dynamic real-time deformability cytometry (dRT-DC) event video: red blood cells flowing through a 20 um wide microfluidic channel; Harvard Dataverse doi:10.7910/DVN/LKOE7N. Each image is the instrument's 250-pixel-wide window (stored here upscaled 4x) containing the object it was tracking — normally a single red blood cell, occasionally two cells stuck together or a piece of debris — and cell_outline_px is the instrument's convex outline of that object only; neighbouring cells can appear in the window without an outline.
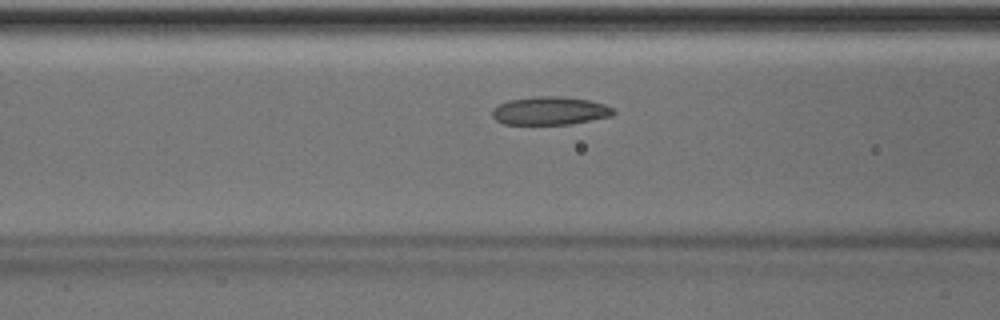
{"species": "Egyptian fruit bat (a non-hibernating species)", "species_latin": "Rousettus aegyptiacus", "temperature_condition": "room temperature", "stored_images_in_passage": 45, "camera_frame_rate_fps": 3000, "um_per_image_px": 0.085, "animal": {"sex": "male"}, "frame": {"image": 1, "passage_image": 15, "time_ms": 4.667, "image_size_px": [1000, 320], "cell_outline_px": [[616, 112], [612, 116], [568, 124], [504, 124], [496, 120], [492, 116], [492, 108], [496, 104], [508, 100], [536, 96], [560, 96], [588, 100], [604, 104], [616, 108]], "centroid_in_image_um": [46.73, 9.41], "position_along_channel_um": 119.9, "area_um2": 20.06}}
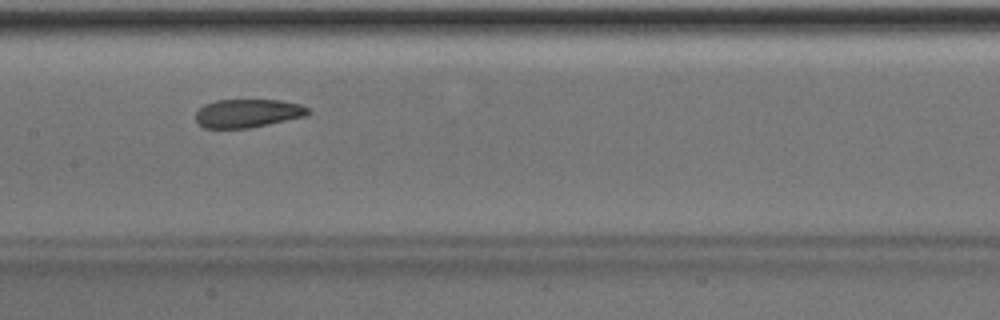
{"frame": {"image": 2, "passage_image": 20, "time_ms": 6.333, "image_size_px": [1000, 320], "cell_outline_px": [[308, 112], [304, 116], [268, 124], [248, 128], [204, 128], [196, 120], [196, 112], [204, 104], [216, 100], [280, 100], [300, 104], [308, 108]], "centroid_in_image_um": [21.02, 9.62], "position_along_channel_um": 186.4, "area_um2": 18.38}}
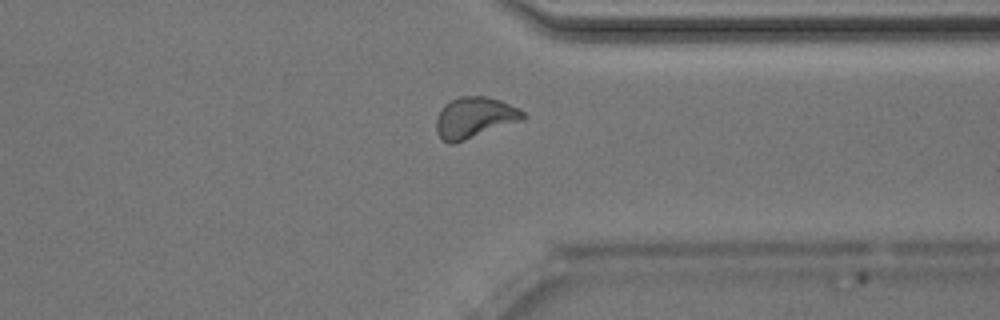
{"frame": {"image": 3, "passage_image": 34, "time_ms": 11.0, "image_size_px": [1000, 320], "cell_outline_px": [[524, 120], [456, 144], [448, 144], [436, 132], [436, 120], [440, 108], [444, 104], [460, 96], [484, 96], [500, 100], [520, 108], [524, 112]], "centroid_in_image_um": [40.34, 10.01], "position_along_channel_um": 371.1, "area_um2": 21.04}, "authors_computed_cell_mechanics": {"area_um2": 19.8832, "velocity_mm_per_s": 3.9777, "shape_relaxation_time_tau1_ms": 8.0186, "shape_relaxation_time_tau2_ms": 1.8267, "deformation_change_tau1": 0.145, "deformation_change_tau2": 0.0676}}